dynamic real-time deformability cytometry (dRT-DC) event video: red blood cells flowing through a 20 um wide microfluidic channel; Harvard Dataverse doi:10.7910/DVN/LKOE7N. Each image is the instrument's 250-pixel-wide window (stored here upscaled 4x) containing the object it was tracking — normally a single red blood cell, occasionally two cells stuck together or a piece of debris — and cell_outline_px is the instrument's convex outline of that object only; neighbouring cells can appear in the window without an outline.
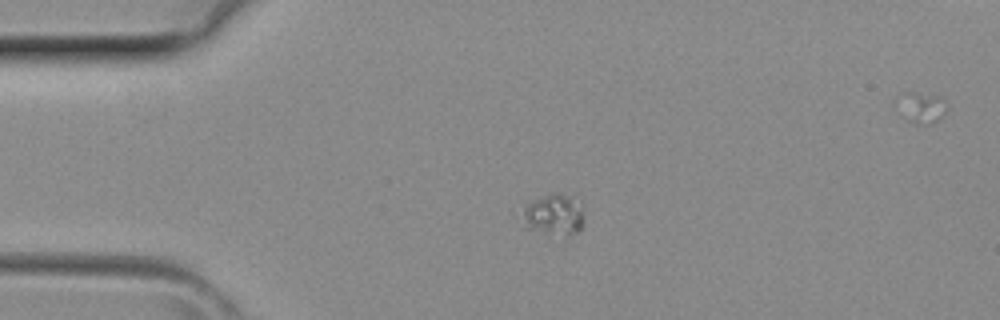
{"species": "common noctule bat (a hibernating species)", "species_latin": "Nyctalus noctula", "temperature_condition": "room temperature", "stored_images_in_passage": 3, "camera_frame_rate_fps": 3000, "um_per_image_px": 0.085, "animal": {"sex": "female", "body_mass_g": 29.2, "forearm_length_mm": 56.3}, "frame": {"image": 1, "passage_image": 2, "time_ms": 0.333, "image_size_px": [1000, 320], "cell_outline_px": [[584, 220], [580, 232], [564, 240], [524, 228], [512, 212], [552, 192], [556, 192], [568, 196], [584, 204]], "centroid_in_image_um": [47.0, 18.35], "position_along_channel_um": 38.0, "area_um2": 16.65}}